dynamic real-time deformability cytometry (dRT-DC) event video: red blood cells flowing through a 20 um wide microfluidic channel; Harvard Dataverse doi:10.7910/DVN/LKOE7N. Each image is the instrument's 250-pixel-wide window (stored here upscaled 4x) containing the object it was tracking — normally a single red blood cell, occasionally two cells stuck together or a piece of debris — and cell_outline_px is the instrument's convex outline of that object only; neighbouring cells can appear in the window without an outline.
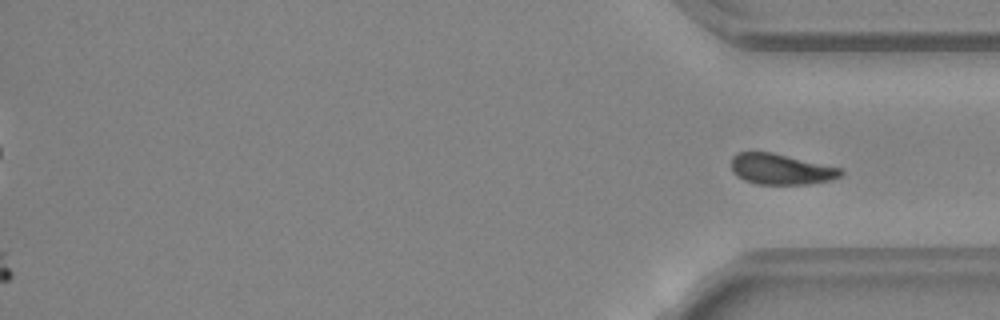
{"species": "common noctule bat (a hibernating species)", "species_latin": "Nyctalus noctula", "temperature_condition": "warm", "stored_images_in_passage": 35, "camera_frame_rate_fps": 3000, "um_per_image_px": 0.085, "animal": {"sex": "female", "body_mass_g": 24.6, "forearm_length_mm": 56.2}, "frame": {"image": 1, "passage_image": 35, "time_ms": 11.333, "image_size_px": [1000, 320], "cell_outline_px": [[844, 176], [832, 180], [808, 184], [756, 184], [744, 180], [736, 176], [732, 172], [732, 156], [736, 152], [772, 152], [844, 168]], "centroid_in_image_um": [66.43, 14.38], "position_along_channel_um": 368.8, "area_um2": 20.0}}